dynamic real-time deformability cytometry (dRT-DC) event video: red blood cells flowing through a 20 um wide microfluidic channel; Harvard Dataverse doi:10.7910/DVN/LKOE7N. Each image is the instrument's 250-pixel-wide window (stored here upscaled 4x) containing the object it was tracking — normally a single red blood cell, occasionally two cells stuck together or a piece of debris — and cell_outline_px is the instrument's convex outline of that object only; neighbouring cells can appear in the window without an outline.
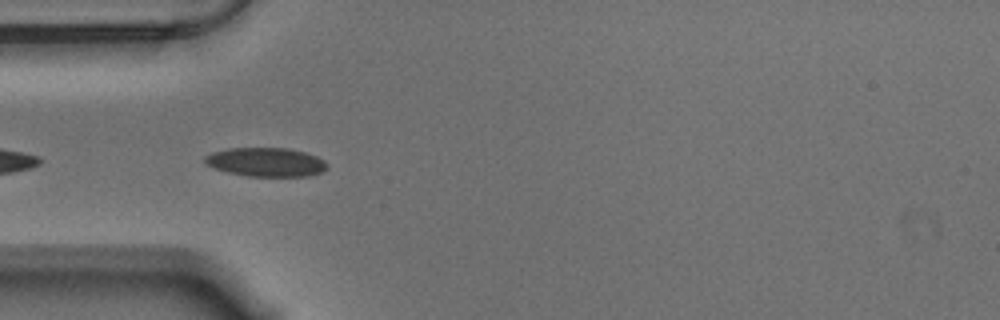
{"species": "Egyptian fruit bat (a non-hibernating species)", "species_latin": "Rousettus aegyptiacus", "temperature_condition": "warm", "stored_images_in_passage": 6, "camera_frame_rate_fps": 3000, "um_per_image_px": 0.085, "animal": {"sex": "male"}, "frame": {"image": 1, "passage_image": 2, "time_ms": 0.333, "image_size_px": [1000, 320], "cell_outline_px": [[328, 168], [320, 172], [308, 176], [248, 176], [228, 172], [212, 168], [204, 164], [204, 156], [212, 152], [228, 148], [288, 148], [304, 152], [316, 156], [324, 160], [328, 164]], "centroid_in_image_um": [22.57, 13.77], "position_along_channel_um": 62.4, "area_um2": 20.69}}